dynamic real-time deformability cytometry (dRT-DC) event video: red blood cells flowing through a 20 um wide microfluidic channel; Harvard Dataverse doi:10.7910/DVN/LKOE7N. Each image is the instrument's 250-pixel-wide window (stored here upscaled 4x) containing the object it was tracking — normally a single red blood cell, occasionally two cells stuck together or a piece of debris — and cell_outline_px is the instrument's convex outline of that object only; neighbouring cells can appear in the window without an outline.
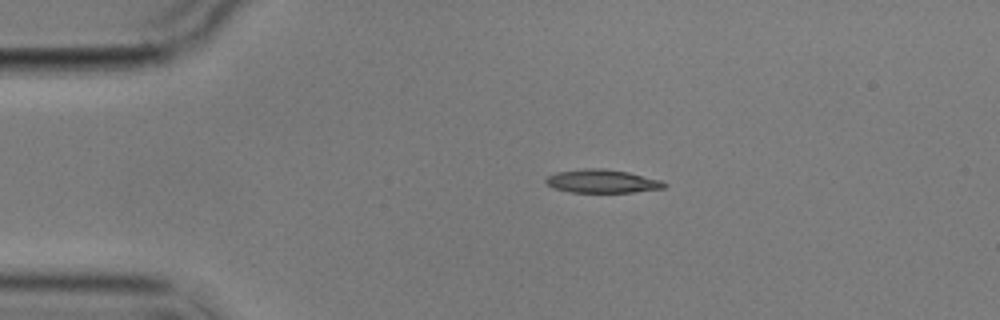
{"species": "common noctule bat (a hibernating species)", "species_latin": "Nyctalus noctula", "temperature_condition": "cold", "stored_images_in_passage": 4, "camera_frame_rate_fps": 3000, "um_per_image_px": 0.085, "animal": {"sex": "male", "body_mass_g": 17.9}, "frame": {"image": 1, "passage_image": 2, "time_ms": 1.0, "image_size_px": [1000, 320], "cell_outline_px": [[668, 184], [664, 188], [632, 192], [568, 192], [556, 188], [548, 184], [544, 180], [548, 176], [556, 172], [584, 168], [604, 168], [628, 172], [660, 180]], "centroid_in_image_um": [51.18, 15.39], "position_along_channel_um": 33.8, "area_um2": 16.01}}
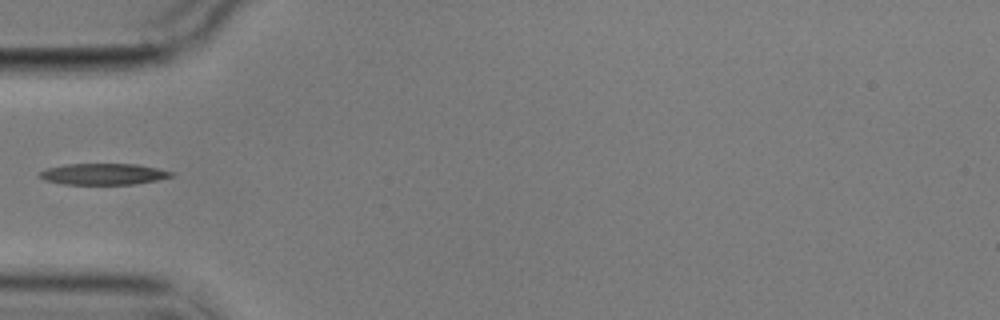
{"frame": {"image": 2, "passage_image": 4, "time_ms": 3.333, "image_size_px": [1000, 320], "cell_outline_px": [[172, 176], [156, 180], [136, 184], [64, 184], [44, 180], [36, 176], [40, 172], [48, 168], [68, 164], [136, 164], [156, 168], [172, 172]], "centroid_in_image_um": [8.74, 14.8], "position_along_channel_um": 76.3, "area_um2": 16.13}}